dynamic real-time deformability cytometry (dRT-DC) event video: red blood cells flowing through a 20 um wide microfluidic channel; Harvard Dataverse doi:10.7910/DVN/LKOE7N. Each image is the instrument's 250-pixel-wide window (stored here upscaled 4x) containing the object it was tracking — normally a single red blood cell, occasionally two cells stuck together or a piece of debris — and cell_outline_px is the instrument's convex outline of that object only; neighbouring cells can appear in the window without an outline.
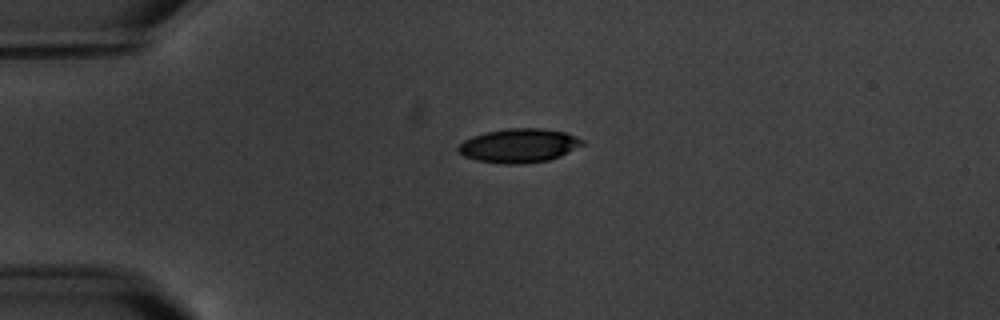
{"species": "common noctule bat (a hibernating species)", "species_latin": "Nyctalus noctula", "temperature_condition": "warm", "stored_images_in_passage": 3, "camera_frame_rate_fps": 3000, "um_per_image_px": 0.085, "animal": {"sex": "male", "body_mass_g": 20.1, "forearm_length_mm": 53.5}, "frame": {"image": 1, "passage_image": 1, "time_ms": 0.0, "image_size_px": [1000, 320], "cell_outline_px": [[584, 144], [560, 156], [548, 160], [524, 164], [504, 164], [476, 160], [464, 156], [456, 148], [464, 140], [472, 136], [488, 132], [508, 128], [540, 128], [564, 132], [584, 140]], "centroid_in_image_um": [44.1, 12.38], "position_along_channel_um": 40.9, "area_um2": 24.39}}